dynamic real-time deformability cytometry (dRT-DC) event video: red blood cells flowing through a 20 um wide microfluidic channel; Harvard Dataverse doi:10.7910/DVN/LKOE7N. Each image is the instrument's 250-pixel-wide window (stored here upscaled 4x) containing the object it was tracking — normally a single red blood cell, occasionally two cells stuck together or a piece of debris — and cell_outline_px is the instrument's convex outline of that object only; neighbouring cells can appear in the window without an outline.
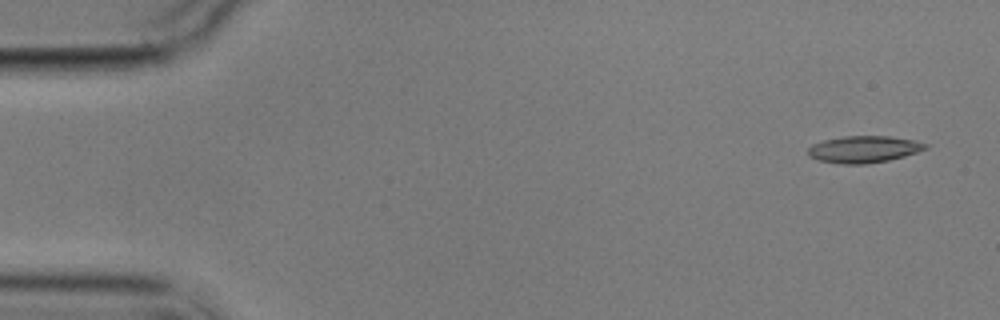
{"species": "common noctule bat (a hibernating species)", "species_latin": "Nyctalus noctula", "temperature_condition": "cold", "stored_images_in_passage": 3, "camera_frame_rate_fps": 3000, "um_per_image_px": 0.085, "animal": {"sex": "male", "body_mass_g": 17.9}, "frame": {"image": 1, "passage_image": 1, "time_ms": 0.0, "image_size_px": [1000, 320], "cell_outline_px": [[928, 148], [904, 156], [888, 160], [864, 164], [840, 164], [820, 160], [808, 156], [808, 148], [812, 144], [824, 140], [844, 136], [888, 136], [916, 140], [928, 144]], "centroid_in_image_um": [73.42, 12.68], "position_along_channel_um": 11.6, "area_um2": 18.32}}